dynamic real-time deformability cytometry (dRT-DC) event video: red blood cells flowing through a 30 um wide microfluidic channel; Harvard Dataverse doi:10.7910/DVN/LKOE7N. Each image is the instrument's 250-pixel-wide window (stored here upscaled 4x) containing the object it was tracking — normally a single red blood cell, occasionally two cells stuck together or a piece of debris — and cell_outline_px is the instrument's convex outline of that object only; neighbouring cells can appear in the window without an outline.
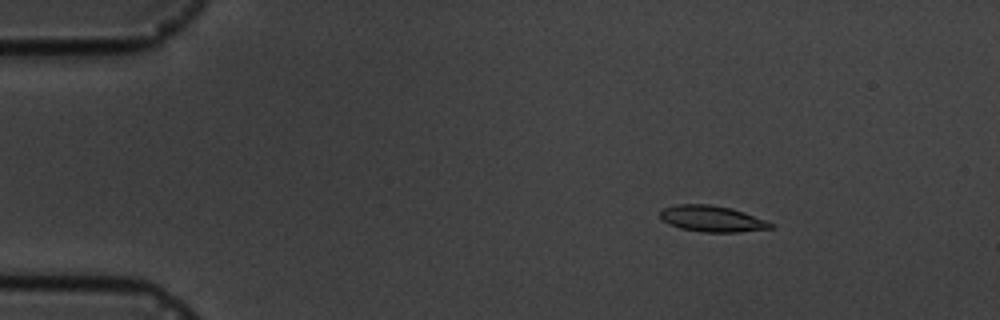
{"species": "common noctule bat (a hibernating species)", "species_latin": "Nyctalus noctula", "temperature_condition": "cold", "stored_images_in_passage": 5, "camera_frame_rate_fps": 3000, "um_per_image_px": 0.085, "animal": {"sex": "male", "body_mass_g": 19.5, "forearm_length_mm": 54.6}, "frame": {"image": 1, "passage_image": 3, "time_ms": 2.333, "image_size_px": [1000, 320], "cell_outline_px": [[776, 224], [772, 228], [740, 232], [704, 232], [680, 228], [668, 224], [660, 220], [660, 212], [664, 208], [676, 204], [708, 204], [732, 208], [744, 212]], "centroid_in_image_um": [60.52, 18.59], "position_along_channel_um": 24.5, "area_um2": 16.94}}